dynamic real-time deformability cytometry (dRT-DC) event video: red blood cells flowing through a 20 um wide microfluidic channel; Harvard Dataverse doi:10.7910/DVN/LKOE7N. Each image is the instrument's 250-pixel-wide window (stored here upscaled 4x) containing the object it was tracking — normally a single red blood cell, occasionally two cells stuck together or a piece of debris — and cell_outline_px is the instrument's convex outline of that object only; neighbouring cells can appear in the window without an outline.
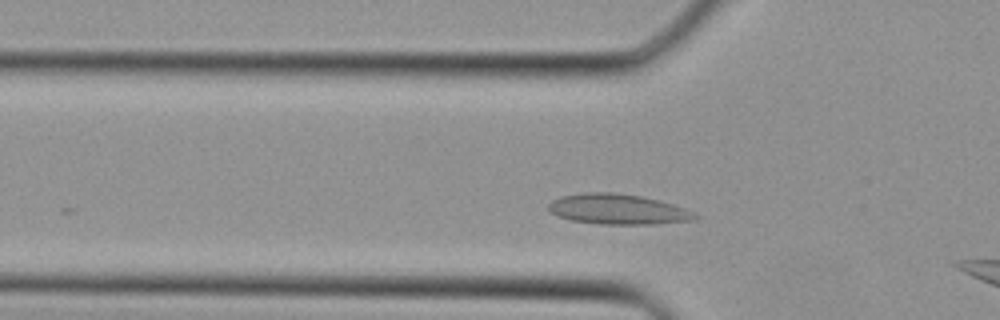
{"species": "Egyptian fruit bat (a non-hibernating species)", "species_latin": "Rousettus aegyptiacus", "temperature_condition": "cold", "stored_images_in_passage": 7, "camera_frame_rate_fps": 3000, "um_per_image_px": 0.085, "animal": {"sex": "female"}, "frame": {"image": 1, "passage_image": 5, "time_ms": 1.333, "image_size_px": [1000, 320], "cell_outline_px": [[700, 216], [696, 220], [652, 224], [600, 224], [572, 220], [556, 216], [548, 208], [548, 204], [552, 200], [560, 196], [584, 192], [616, 192], [640, 196], [660, 200], [696, 212]], "centroid_in_image_um": [52.54, 17.78], "position_along_channel_um": 73.3, "area_um2": 26.07}}